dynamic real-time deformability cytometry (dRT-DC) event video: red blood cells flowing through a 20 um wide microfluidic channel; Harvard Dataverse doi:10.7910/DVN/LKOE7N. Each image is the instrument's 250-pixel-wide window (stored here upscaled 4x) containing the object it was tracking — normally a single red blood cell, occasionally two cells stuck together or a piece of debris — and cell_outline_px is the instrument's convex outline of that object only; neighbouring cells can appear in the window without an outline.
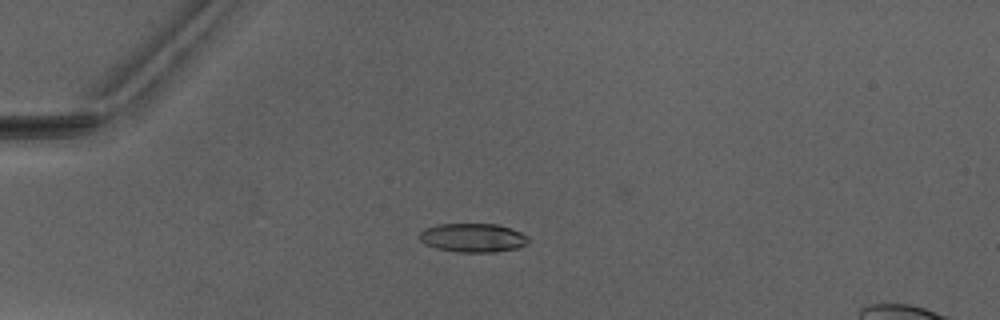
{"species": "Egyptian fruit bat (a non-hibernating species)", "species_latin": "Rousettus aegyptiacus", "temperature_condition": "warm", "stored_images_in_passage": 8, "camera_frame_rate_fps": 3000, "um_per_image_px": 0.085, "animal": {"sex": "male"}, "frame": {"image": 1, "passage_image": 6, "time_ms": 5.667, "image_size_px": [1000, 320], "cell_outline_px": [[528, 240], [520, 248], [496, 252], [456, 252], [436, 248], [424, 244], [420, 240], [420, 232], [424, 228], [440, 224], [496, 224], [520, 232], [528, 236]], "centroid_in_image_um": [40.17, 20.22], "position_along_channel_um": 44.8, "area_um2": 18.26}}
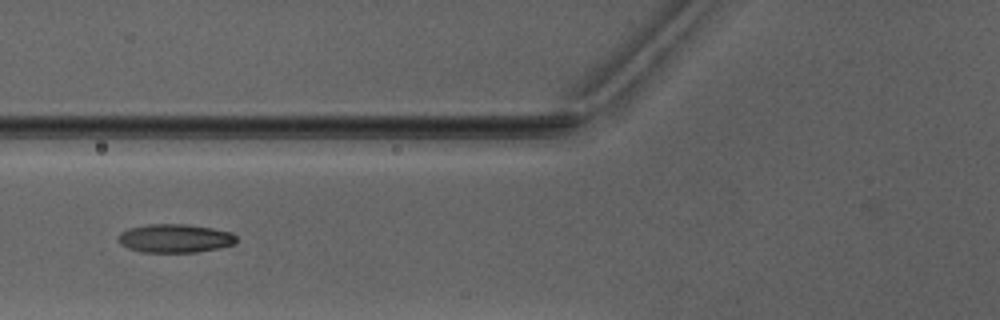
{"frame": {"image": 2, "passage_image": 8, "time_ms": 8.0, "image_size_px": [1000, 320], "cell_outline_px": [[236, 240], [232, 244], [216, 248], [196, 252], [140, 252], [128, 248], [120, 244], [116, 240], [120, 232], [128, 228], [148, 224], [184, 224], [212, 228], [232, 232], [236, 236]], "centroid_in_image_um": [14.81, 20.25], "position_along_channel_um": 111.0, "area_um2": 19.65}}